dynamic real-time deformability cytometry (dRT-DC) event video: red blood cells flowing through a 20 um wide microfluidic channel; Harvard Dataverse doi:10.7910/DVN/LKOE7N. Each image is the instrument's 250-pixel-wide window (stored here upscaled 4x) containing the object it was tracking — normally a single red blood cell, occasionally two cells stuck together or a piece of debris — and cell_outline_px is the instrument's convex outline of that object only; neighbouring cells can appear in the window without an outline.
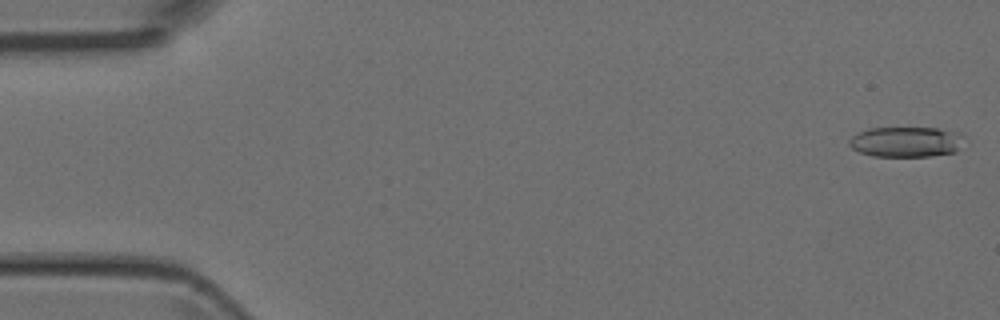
{"species": "Egyptian fruit bat (a non-hibernating species)", "species_latin": "Rousettus aegyptiacus", "temperature_condition": "room temperature", "stored_images_in_passage": 49, "segment_of_instrument_passage": [1, 2], "camera_frame_rate_fps": 3000, "um_per_image_px": 0.085, "animal": {"sex": "female"}, "frame": {"image": 1, "passage_image": 1, "time_ms": 0.0, "image_size_px": [1000, 320], "cell_outline_px": [[956, 152], [928, 156], [872, 156], [860, 152], [852, 148], [848, 144], [848, 140], [852, 136], [868, 128], [936, 128], [952, 132], [956, 148]], "centroid_in_image_um": [76.79, 12.07], "position_along_channel_um": 8.2, "area_um2": 19.31}}
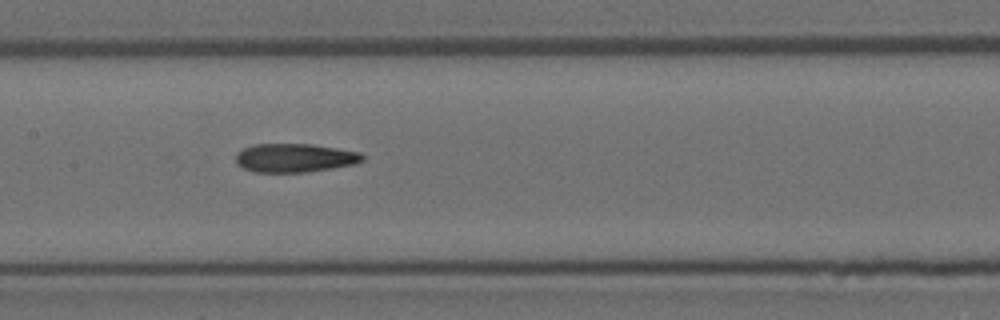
{"frame": {"image": 2, "passage_image": 23, "time_ms": 7.333, "image_size_px": [1000, 320], "cell_outline_px": [[364, 160], [356, 164], [308, 172], [252, 172], [236, 164], [236, 152], [252, 144], [312, 144], [360, 152], [364, 156]], "centroid_in_image_um": [25.04, 13.42], "position_along_channel_um": 182.4, "area_um2": 21.33}}
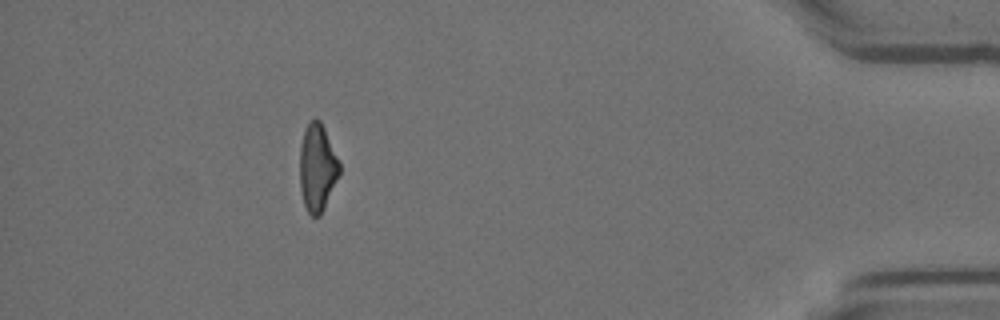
{"frame": {"image": 3, "passage_image": 43, "time_ms": 14.0, "image_size_px": [1000, 320], "cell_outline_px": [[340, 172], [324, 208], [320, 216], [312, 216], [308, 212], [304, 204], [300, 188], [300, 144], [304, 128], [316, 116], [320, 120], [324, 128], [340, 164]], "centroid_in_image_um": [26.95, 14.23], "position_along_channel_um": 408.2, "area_um2": 20.06}}